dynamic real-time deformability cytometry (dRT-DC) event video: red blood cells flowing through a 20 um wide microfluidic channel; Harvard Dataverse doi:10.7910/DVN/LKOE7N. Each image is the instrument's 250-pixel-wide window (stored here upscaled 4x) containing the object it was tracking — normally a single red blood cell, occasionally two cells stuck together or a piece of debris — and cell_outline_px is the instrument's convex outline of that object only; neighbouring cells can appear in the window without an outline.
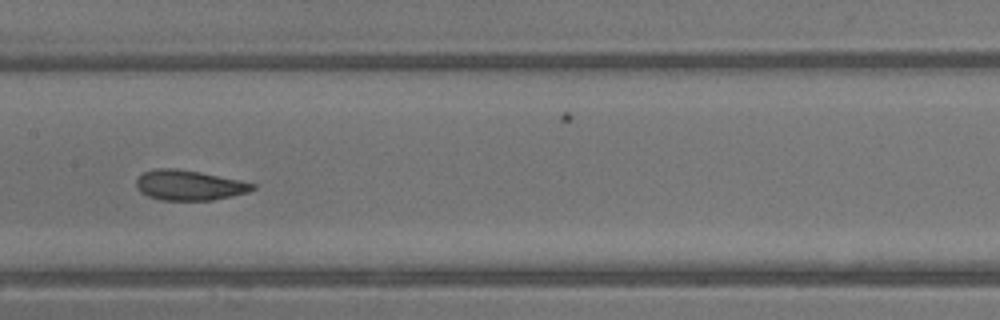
{"species": "common noctule bat (a hibernating species)", "species_latin": "Nyctalus noctula", "temperature_condition": "warm", "stored_images_in_passage": 26, "camera_frame_rate_fps": 3000, "um_per_image_px": 0.085, "animal": {"sex": "male", "body_mass_g": 13.3}, "frame": {"image": 1, "passage_image": 8, "time_ms": 2.333, "image_size_px": [1000, 320], "cell_outline_px": [[256, 188], [248, 192], [232, 196], [212, 200], [160, 200], [148, 196], [140, 192], [136, 188], [136, 180], [144, 172], [156, 168], [176, 168], [200, 172], [240, 180], [256, 184]], "centroid_in_image_um": [16.07, 15.74], "position_along_channel_um": 191.3, "area_um2": 20.46}}
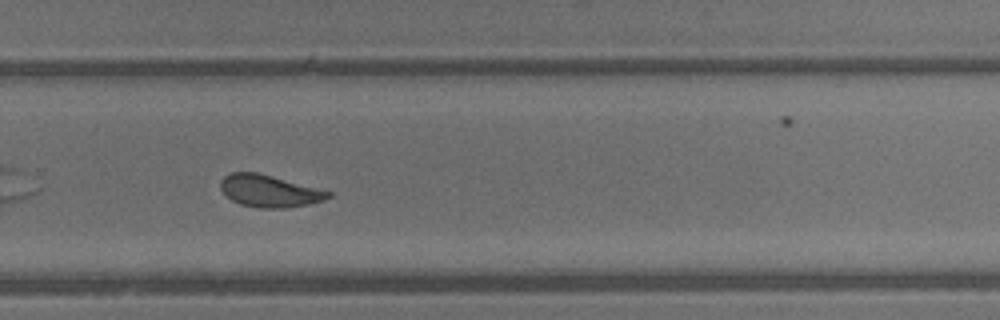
{"frame": {"image": 2, "passage_image": 15, "time_ms": 4.667, "image_size_px": [1000, 320], "cell_outline_px": [[332, 196], [324, 200], [308, 204], [288, 208], [256, 208], [240, 204], [232, 200], [220, 188], [220, 180], [224, 176], [232, 172], [256, 172], [272, 176], [332, 192]], "centroid_in_image_um": [22.88, 16.24], "position_along_channel_um": 306.9, "area_um2": 20.06}}
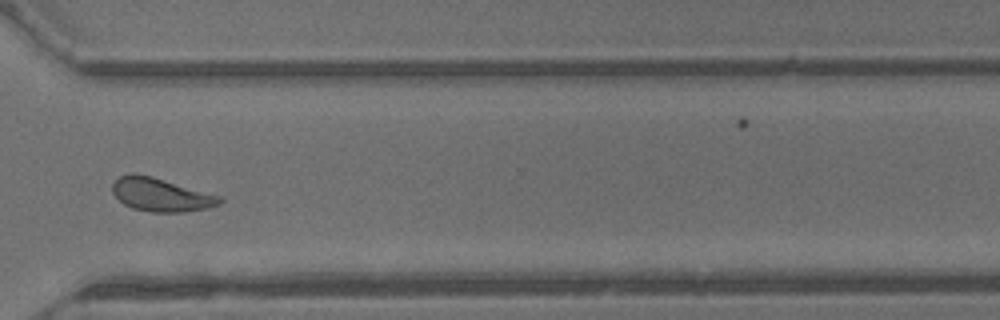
{"frame": {"image": 3, "passage_image": 18, "time_ms": 5.667, "image_size_px": [1000, 320], "cell_outline_px": [[224, 200], [220, 204], [204, 208], [184, 212], [152, 212], [132, 208], [124, 204], [112, 192], [112, 184], [120, 176], [132, 172], [152, 176], [224, 196]], "centroid_in_image_um": [13.71, 16.54], "position_along_channel_um": 356.9, "area_um2": 21.04}}